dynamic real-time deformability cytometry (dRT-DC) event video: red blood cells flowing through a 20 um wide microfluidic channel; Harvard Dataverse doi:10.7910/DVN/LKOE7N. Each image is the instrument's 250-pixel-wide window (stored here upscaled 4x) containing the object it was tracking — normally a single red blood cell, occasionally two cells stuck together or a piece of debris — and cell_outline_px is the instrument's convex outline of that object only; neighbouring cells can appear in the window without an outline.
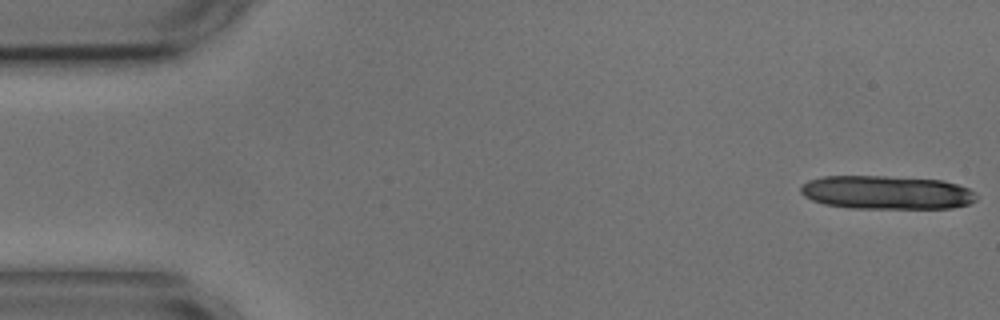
{"species": "common noctule bat (a hibernating species)", "species_latin": "Nyctalus noctula", "temperature_condition": "cold", "stored_images_in_passage": 14, "camera_frame_rate_fps": 3000, "um_per_image_px": 0.085, "animal": {"sex": "male", "body_mass_g": 17.9, "forearm_length_mm": 54.2}, "frame": {"image": 1, "passage_image": 1, "time_ms": 0.0, "image_size_px": [1000, 320], "cell_outline_px": [[976, 200], [968, 204], [952, 208], [848, 208], [824, 204], [812, 200], [804, 196], [800, 192], [800, 188], [808, 180], [824, 176], [884, 176], [944, 180], [968, 188], [976, 192]], "centroid_in_image_um": [75.36, 16.36], "position_along_channel_um": 9.6, "area_um2": 34.51}}